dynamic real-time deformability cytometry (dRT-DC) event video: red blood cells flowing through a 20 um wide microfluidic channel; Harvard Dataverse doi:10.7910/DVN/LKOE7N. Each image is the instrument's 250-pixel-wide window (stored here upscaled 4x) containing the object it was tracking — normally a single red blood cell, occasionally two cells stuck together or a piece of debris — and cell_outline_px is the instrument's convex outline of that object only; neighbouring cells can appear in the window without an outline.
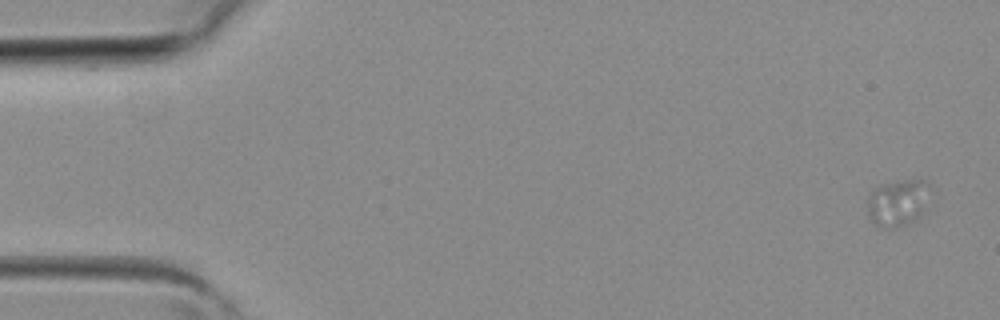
{"species": "common noctule bat (a hibernating species)", "species_latin": "Nyctalus noctula", "temperature_condition": "room temperature", "stored_images_in_passage": 4, "camera_frame_rate_fps": 3000, "um_per_image_px": 0.085, "animal": {"sex": "female", "body_mass_g": 19.3, "forearm_length_mm": 54.1}, "frame": {"image": 1, "passage_image": 4, "time_ms": 1.0, "image_size_px": [1000, 320], "cell_outline_px": [[932, 188], [928, 212], [916, 220], [908, 224], [896, 228], [884, 228], [876, 224], [872, 220], [868, 212], [868, 196], [876, 188], [884, 184], [904, 180], [928, 180]], "centroid_in_image_um": [76.45, 17.24], "position_along_channel_um": 8.5, "area_um2": 17.74}}